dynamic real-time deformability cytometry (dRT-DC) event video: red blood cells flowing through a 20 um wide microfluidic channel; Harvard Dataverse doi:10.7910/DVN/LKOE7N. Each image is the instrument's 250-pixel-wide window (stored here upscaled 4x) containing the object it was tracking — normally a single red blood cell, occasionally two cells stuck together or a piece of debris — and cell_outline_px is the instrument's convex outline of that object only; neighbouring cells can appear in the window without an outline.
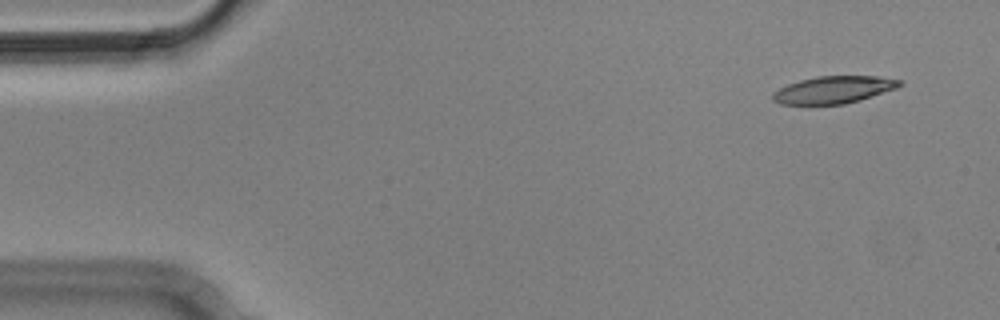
{"species": "Egyptian fruit bat (a non-hibernating species)", "species_latin": "Rousettus aegyptiacus", "temperature_condition": "cold", "stored_images_in_passage": 5, "camera_frame_rate_fps": 3000, "um_per_image_px": 0.085, "animal": {"sex": "male"}, "frame": {"image": 1, "passage_image": 2, "time_ms": 0.333, "image_size_px": [1000, 320], "cell_outline_px": [[904, 84], [896, 88], [860, 100], [844, 104], [780, 104], [772, 100], [772, 92], [788, 84], [800, 80], [816, 76], [876, 76], [904, 80]], "centroid_in_image_um": [70.87, 7.62], "position_along_channel_um": 14.1, "area_um2": 20.17}}
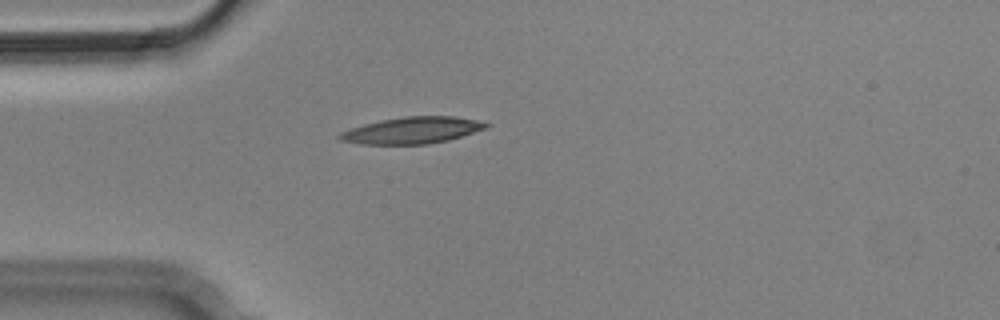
{"frame": {"image": 2, "passage_image": 5, "time_ms": 1.333, "image_size_px": [1000, 320], "cell_outline_px": [[492, 124], [488, 128], [448, 140], [428, 144], [360, 144], [340, 140], [336, 136], [340, 132], [364, 124], [380, 120], [404, 116], [456, 116], [476, 120]], "centroid_in_image_um": [35.05, 11.07], "position_along_channel_um": 49.9, "area_um2": 22.77}}